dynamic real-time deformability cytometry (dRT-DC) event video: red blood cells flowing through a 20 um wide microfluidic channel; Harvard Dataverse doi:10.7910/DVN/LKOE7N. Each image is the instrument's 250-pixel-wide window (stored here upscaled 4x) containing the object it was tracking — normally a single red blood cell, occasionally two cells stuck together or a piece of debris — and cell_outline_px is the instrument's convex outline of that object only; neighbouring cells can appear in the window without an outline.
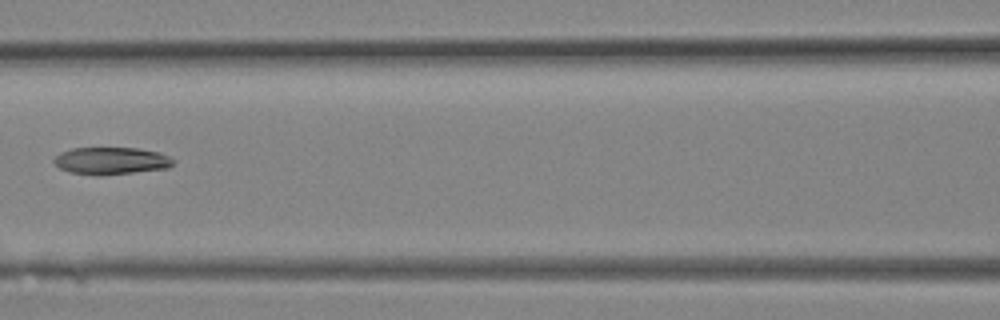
{"species": "Egyptian fruit bat (a non-hibernating species)", "species_latin": "Rousettus aegyptiacus", "temperature_condition": "room temperature", "stored_images_in_passage": 15, "camera_frame_rate_fps": 3000, "um_per_image_px": 0.085, "animal": {"sex": "female"}, "frame": {"image": 1, "passage_image": 11, "time_ms": 3.333, "image_size_px": [1000, 320], "cell_outline_px": [[176, 160], [168, 168], [100, 176], [96, 176], [68, 172], [60, 168], [52, 160], [60, 152], [72, 148], [140, 148], [160, 152]], "centroid_in_image_um": [9.44, 13.67], "position_along_channel_um": 157.2, "area_um2": 19.13}}
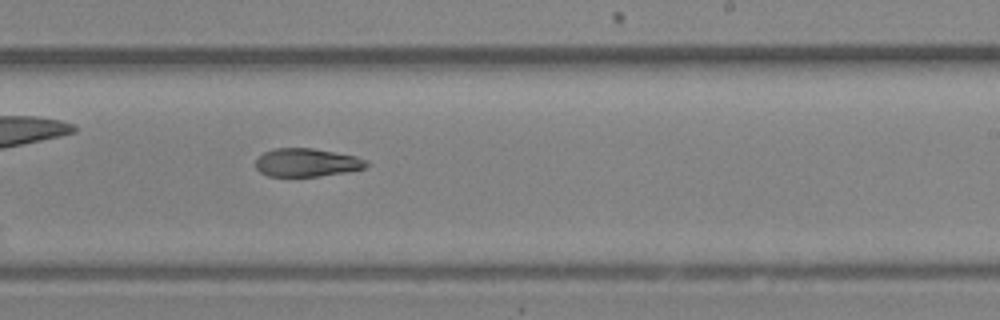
{"frame": {"image": 2, "passage_image": 15, "time_ms": 4.667, "image_size_px": [1000, 320], "cell_outline_px": [[368, 164], [364, 168], [348, 172], [320, 176], [268, 176], [260, 172], [256, 168], [256, 160], [264, 152], [276, 148], [312, 148], [356, 156], [368, 160]], "centroid_in_image_um": [26.09, 13.82], "position_along_channel_um": 262.9, "area_um2": 18.21}}